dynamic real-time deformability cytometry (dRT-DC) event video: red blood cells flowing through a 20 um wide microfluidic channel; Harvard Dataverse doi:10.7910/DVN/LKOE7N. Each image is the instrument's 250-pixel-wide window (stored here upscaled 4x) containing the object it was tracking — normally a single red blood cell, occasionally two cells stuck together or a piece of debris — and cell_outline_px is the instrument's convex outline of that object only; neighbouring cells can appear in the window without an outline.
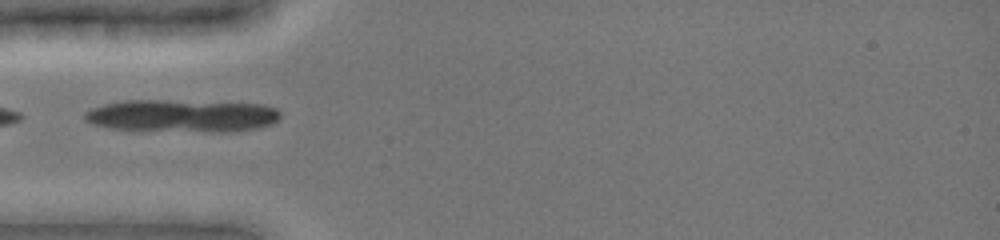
{"species": "common noctule bat (a hibernating species)", "species_latin": "Nyctalus noctula", "temperature_condition": "cold", "stored_images_in_passage": 6, "camera_frame_rate_fps": 3000, "um_per_image_px": 0.085, "animal": {"sex": "female", "body_mass_g": 19.0, "forearm_length_mm": 51.5}, "frame": {"image": 1, "passage_image": 5, "time_ms": 4.0, "image_size_px": [1000, 240], "cell_outline_px": [[280, 120], [272, 124], [260, 128], [232, 132], [212, 132], [108, 128], [92, 124], [84, 120], [84, 112], [92, 108], [104, 104], [124, 100], [164, 100], [264, 104], [276, 108], [280, 112]], "centroid_in_image_um": [15.51, 9.84], "position_along_channel_um": 69.5, "area_um2": 37.4}}